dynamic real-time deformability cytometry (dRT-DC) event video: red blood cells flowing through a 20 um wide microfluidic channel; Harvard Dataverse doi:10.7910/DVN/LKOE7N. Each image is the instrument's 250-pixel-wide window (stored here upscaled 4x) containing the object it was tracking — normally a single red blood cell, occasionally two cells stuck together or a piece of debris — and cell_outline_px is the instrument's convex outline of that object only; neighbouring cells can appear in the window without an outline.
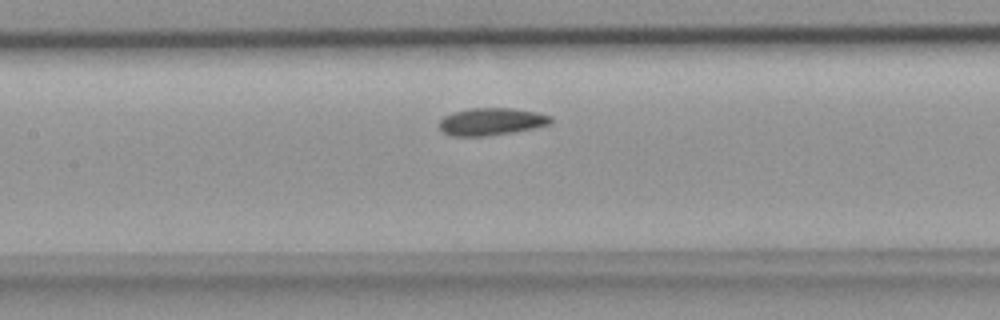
{"species": "common noctule bat (a hibernating species)", "species_latin": "Nyctalus noctula", "temperature_condition": "room temperature", "stored_images_in_passage": 6, "camera_frame_rate_fps": 3000, "um_per_image_px": 0.085, "animal": {"sex": "female", "body_mass_g": 18.4}, "frame": {"image": 1, "passage_image": 6, "time_ms": 1.667, "image_size_px": [1000, 320], "cell_outline_px": [[552, 124], [536, 128], [512, 132], [484, 136], [452, 136], [444, 132], [440, 128], [440, 120], [444, 116], [452, 112], [472, 108], [512, 108], [536, 112], [552, 116]], "centroid_in_image_um": [41.8, 10.33], "position_along_channel_um": 165.6, "area_um2": 17.8}}